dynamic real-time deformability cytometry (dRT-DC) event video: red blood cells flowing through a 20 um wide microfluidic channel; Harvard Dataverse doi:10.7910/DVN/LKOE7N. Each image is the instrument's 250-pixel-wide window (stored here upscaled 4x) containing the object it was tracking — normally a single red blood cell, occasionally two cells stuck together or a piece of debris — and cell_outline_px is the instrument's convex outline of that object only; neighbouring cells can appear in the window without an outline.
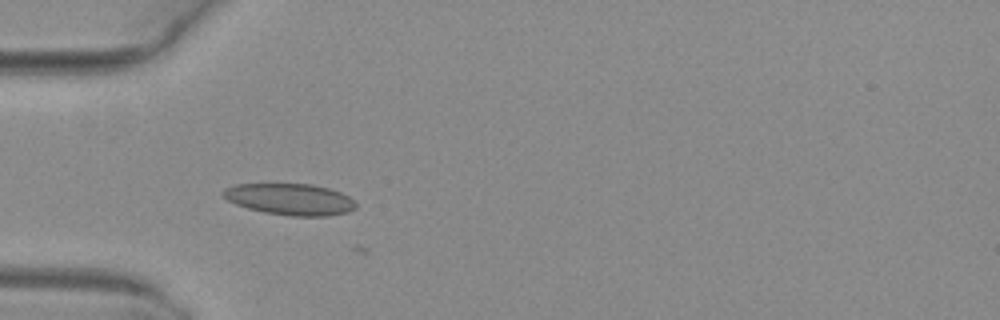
{"species": "common noctule bat (a hibernating species)", "species_latin": "Nyctalus noctula", "temperature_condition": "warm", "stored_images_in_passage": 13, "camera_frame_rate_fps": 3000, "um_per_image_px": 0.085, "animal": {"sex": "female", "body_mass_g": 29.2, "forearm_length_mm": 56.3}, "frame": {"image": 1, "passage_image": 6, "time_ms": 1.667, "image_size_px": [1000, 320], "cell_outline_px": [[356, 208], [348, 212], [328, 216], [292, 216], [264, 212], [248, 208], [236, 204], [228, 200], [220, 192], [224, 188], [236, 184], [312, 184], [328, 188], [340, 192], [348, 196], [356, 204]], "centroid_in_image_um": [24.65, 16.93], "position_along_channel_um": 60.3, "area_um2": 24.28}}
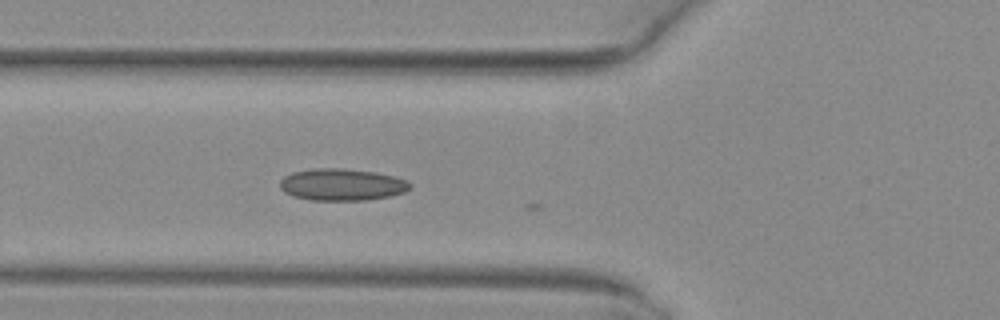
{"frame": {"image": 2, "passage_image": 9, "time_ms": 2.667, "image_size_px": [1000, 320], "cell_outline_px": [[412, 188], [404, 192], [388, 196], [368, 200], [312, 200], [292, 196], [284, 192], [280, 188], [280, 180], [284, 176], [292, 172], [312, 168], [340, 168], [376, 172], [408, 180], [412, 184]], "centroid_in_image_um": [29.05, 15.69], "position_along_channel_um": 96.7, "area_um2": 24.33}}
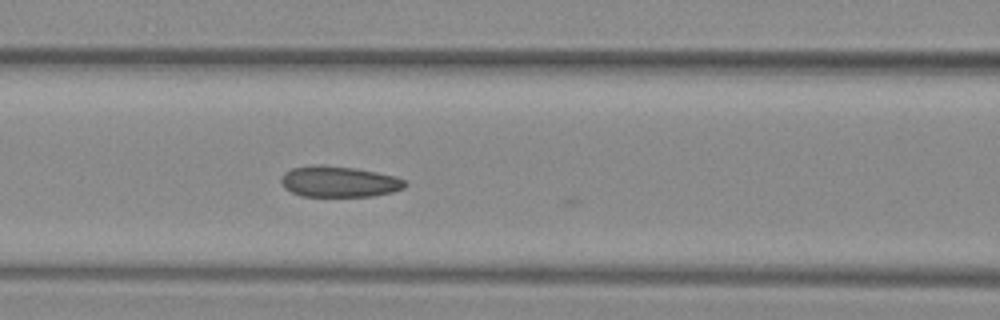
{"frame": {"image": 3, "passage_image": 12, "time_ms": 3.667, "image_size_px": [1000, 320], "cell_outline_px": [[408, 184], [404, 188], [392, 192], [372, 196], [300, 196], [284, 188], [280, 180], [280, 176], [284, 172], [292, 168], [316, 164], [320, 164], [352, 168], [376, 172], [396, 176], [404, 180]], "centroid_in_image_um": [28.79, 15.44], "position_along_channel_um": 137.8, "area_um2": 22.43}}